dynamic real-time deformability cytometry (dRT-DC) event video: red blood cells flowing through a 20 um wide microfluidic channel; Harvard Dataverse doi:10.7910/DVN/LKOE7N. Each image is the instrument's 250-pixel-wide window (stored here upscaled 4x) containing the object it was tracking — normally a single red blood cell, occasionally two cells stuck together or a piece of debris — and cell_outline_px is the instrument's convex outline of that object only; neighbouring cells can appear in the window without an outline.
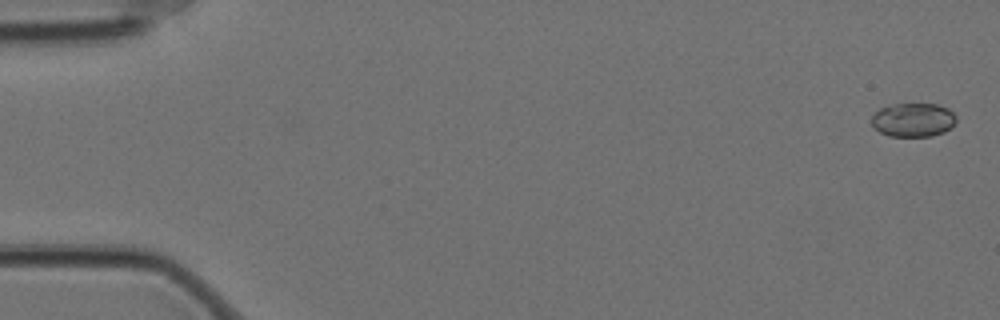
{"species": "Egyptian fruit bat (a non-hibernating species)", "species_latin": "Rousettus aegyptiacus", "temperature_condition": "cold", "stored_images_in_passage": 47, "camera_frame_rate_fps": 3000, "um_per_image_px": 0.085, "animal": {"sex": "female"}, "frame": {"image": 1, "passage_image": 2, "time_ms": 0.333, "image_size_px": [1000, 320], "cell_outline_px": [[956, 120], [952, 128], [944, 132], [932, 136], [888, 136], [872, 128], [872, 116], [880, 108], [896, 104], [936, 104], [948, 108], [956, 116]], "centroid_in_image_um": [77.63, 10.2], "position_along_channel_um": 7.4, "area_um2": 16.76}}
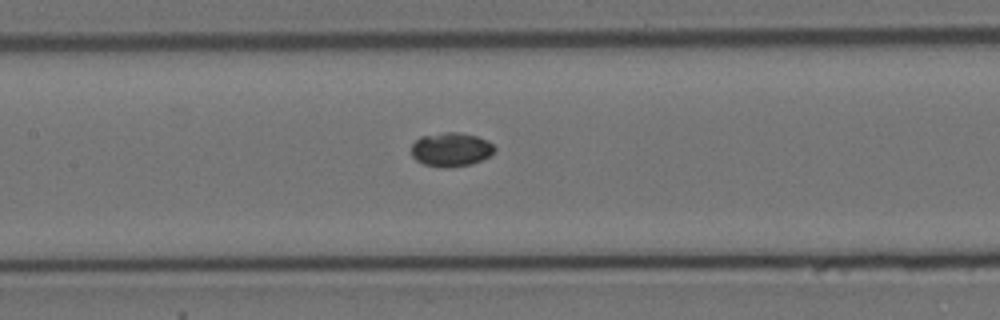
{"frame": {"image": 2, "passage_image": 28, "time_ms": 9.0, "image_size_px": [1000, 320], "cell_outline_px": [[496, 148], [488, 156], [472, 164], [424, 164], [416, 160], [412, 156], [412, 144], [420, 136], [444, 132], [460, 132], [476, 136], [488, 140]], "centroid_in_image_um": [38.33, 12.64], "position_along_channel_um": 169.1, "area_um2": 15.72}}
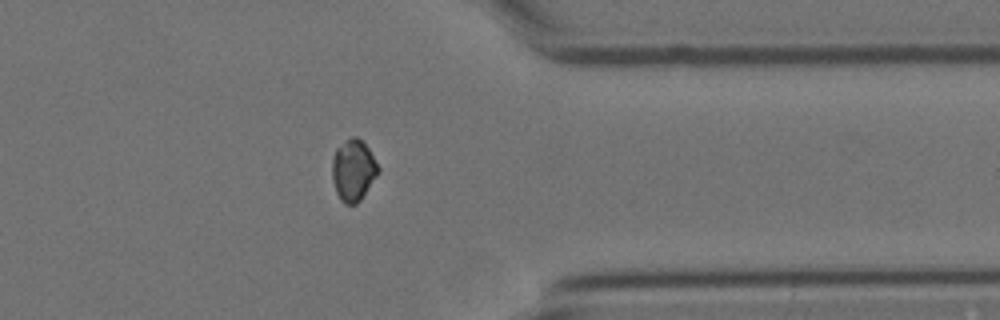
{"frame": {"image": 3, "passage_image": 47, "time_ms": 15.333, "image_size_px": [1000, 320], "cell_outline_px": [[380, 168], [376, 176], [360, 200], [356, 204], [344, 204], [340, 200], [336, 192], [332, 180], [332, 160], [336, 148], [352, 136], [356, 136], [368, 148]], "centroid_in_image_um": [30.01, 14.48], "position_along_channel_um": 381.4, "area_um2": 16.3}}